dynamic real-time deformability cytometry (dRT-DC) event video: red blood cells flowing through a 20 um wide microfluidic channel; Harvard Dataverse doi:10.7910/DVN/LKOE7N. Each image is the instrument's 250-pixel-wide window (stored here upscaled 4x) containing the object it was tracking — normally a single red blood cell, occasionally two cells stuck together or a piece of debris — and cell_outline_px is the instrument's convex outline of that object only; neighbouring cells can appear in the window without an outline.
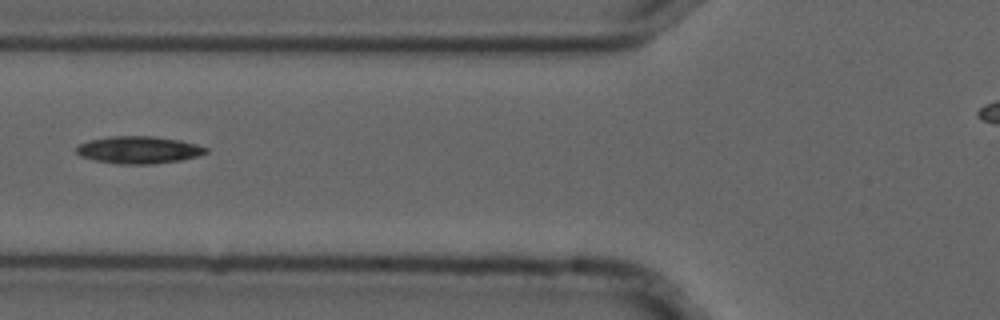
{"species": "common noctule bat (a hibernating species)", "species_latin": "Nyctalus noctula", "temperature_condition": "cold", "stored_images_in_passage": 5, "camera_frame_rate_fps": 3000, "um_per_image_px": 0.085, "animal": {"sex": "male", "forearm_length_mm": 52.5}, "frame": {"image": 1, "passage_image": 2, "time_ms": 0.333, "image_size_px": [1000, 320], "cell_outline_px": [[208, 152], [200, 156], [180, 160], [152, 164], [116, 164], [92, 160], [80, 156], [76, 152], [76, 148], [80, 144], [88, 140], [108, 136], [152, 136], [180, 140], [196, 144], [208, 148]], "centroid_in_image_um": [11.78, 12.74], "position_along_channel_um": 114.0, "area_um2": 20.81}}
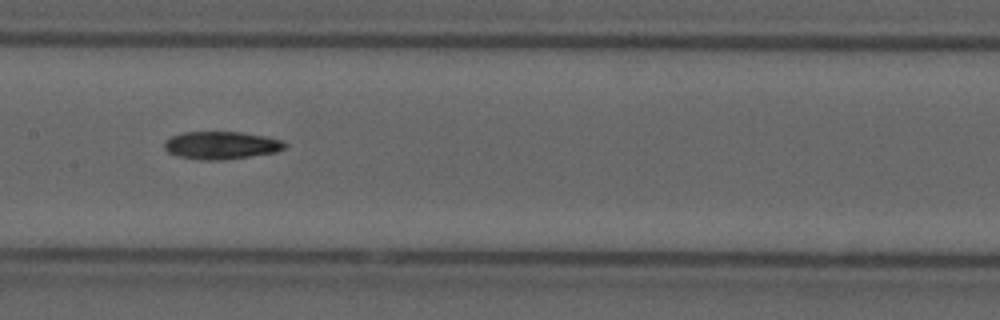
{"frame": {"image": 2, "passage_image": 4, "time_ms": 1.0, "image_size_px": [1000, 320], "cell_outline_px": [[288, 144], [284, 148], [276, 152], [224, 160], [196, 160], [176, 156], [168, 152], [164, 148], [164, 140], [172, 136], [184, 132], [240, 132], [264, 136], [280, 140]], "centroid_in_image_um": [18.76, 12.36], "position_along_channel_um": 188.6, "area_um2": 19.54}}
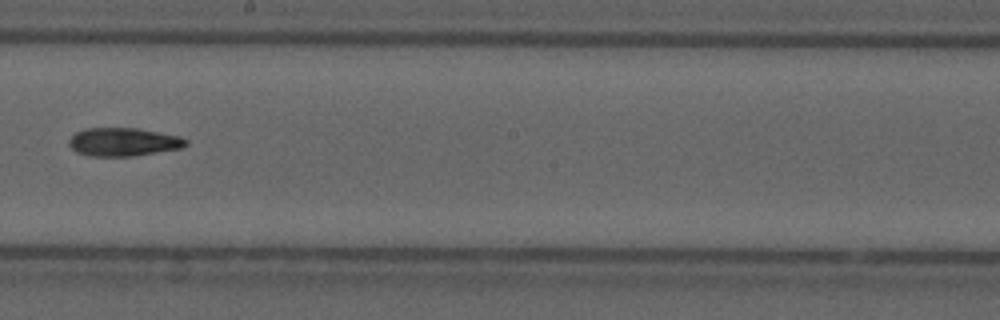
{"frame": {"image": 3, "passage_image": 5, "time_ms": 1.333, "image_size_px": [1000, 320], "cell_outline_px": [[188, 144], [180, 148], [132, 156], [88, 156], [76, 152], [68, 144], [68, 140], [76, 132], [84, 128], [136, 128], [180, 136], [188, 140]], "centroid_in_image_um": [10.46, 12.06], "position_along_channel_um": 237.7, "area_um2": 19.25}}